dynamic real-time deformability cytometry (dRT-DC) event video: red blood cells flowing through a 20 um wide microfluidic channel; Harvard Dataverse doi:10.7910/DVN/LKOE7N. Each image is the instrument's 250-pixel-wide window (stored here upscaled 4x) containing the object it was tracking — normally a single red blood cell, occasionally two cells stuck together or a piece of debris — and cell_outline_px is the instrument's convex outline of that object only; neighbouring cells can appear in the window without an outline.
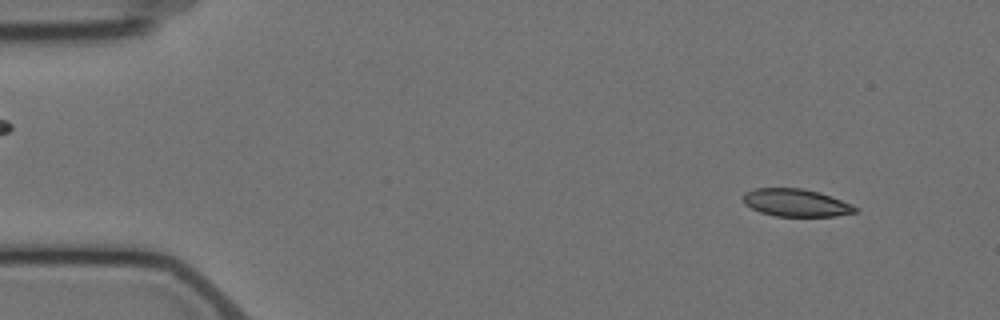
{"species": "Egyptian fruit bat (a non-hibernating species)", "species_latin": "Rousettus aegyptiacus", "temperature_condition": "cold", "stored_images_in_passage": 4, "camera_frame_rate_fps": 3000, "um_per_image_px": 0.085, "animal": {"sex": "female"}, "frame": {"image": 1, "passage_image": 1, "time_ms": 0.0, "image_size_px": [1000, 320], "cell_outline_px": [[856, 212], [836, 216], [776, 216], [760, 212], [744, 204], [744, 192], [756, 188], [804, 188], [820, 192], [852, 204], [856, 208]], "centroid_in_image_um": [67.65, 17.22], "position_along_channel_um": 17.3, "area_um2": 17.98}}
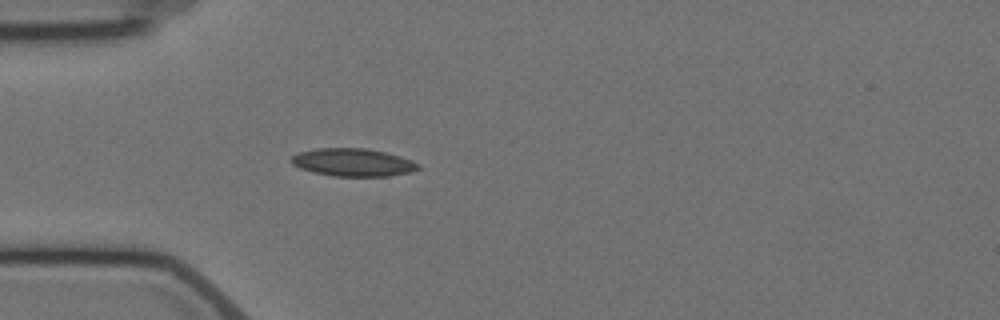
{"frame": {"image": 2, "passage_image": 4, "time_ms": 3.667, "image_size_px": [1000, 320], "cell_outline_px": [[420, 168], [412, 172], [388, 176], [336, 176], [316, 172], [300, 168], [292, 164], [288, 160], [292, 156], [300, 152], [316, 148], [364, 148], [384, 152], [400, 156], [412, 160], [420, 164]], "centroid_in_image_um": [30.02, 13.8], "position_along_channel_um": 55.0, "area_um2": 20.52}}